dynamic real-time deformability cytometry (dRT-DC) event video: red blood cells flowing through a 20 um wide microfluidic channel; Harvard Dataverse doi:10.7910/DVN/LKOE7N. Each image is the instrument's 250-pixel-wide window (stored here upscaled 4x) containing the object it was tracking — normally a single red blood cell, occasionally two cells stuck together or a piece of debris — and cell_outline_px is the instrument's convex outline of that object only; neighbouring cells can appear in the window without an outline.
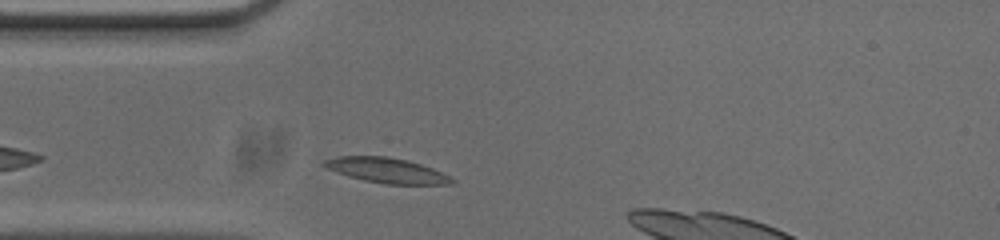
{"species": "common noctule bat (a hibernating species)", "species_latin": "Nyctalus noctula", "temperature_condition": "cold", "stored_images_in_passage": 30, "camera_frame_rate_fps": 3000, "um_per_image_px": 0.085, "animal": {"sex": "male", "body_mass_g": 20.0, "forearm_length_mm": 53.3}, "frame": {"image": 1, "passage_image": 3, "time_ms": 0.667, "image_size_px": [1000, 240], "cell_outline_px": [[456, 180], [452, 184], [384, 184], [364, 180], [348, 176], [336, 172], [320, 164], [320, 160], [336, 156], [384, 156], [408, 160], [432, 168]], "centroid_in_image_um": [32.8, 14.47], "position_along_channel_um": 52.2, "area_um2": 18.67}}
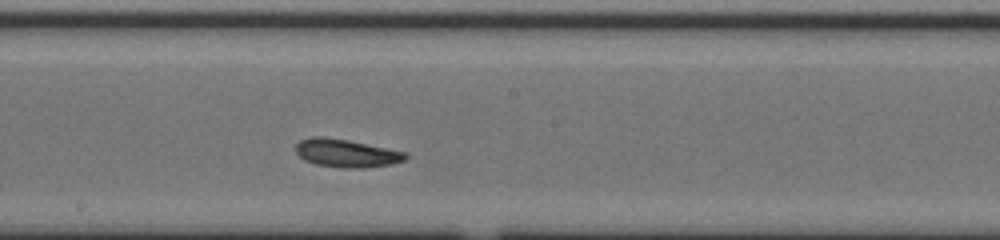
{"frame": {"image": 2, "passage_image": 17, "time_ms": 5.333, "image_size_px": [1000, 240], "cell_outline_px": [[408, 156], [404, 160], [392, 164], [364, 168], [340, 168], [316, 164], [304, 160], [296, 152], [296, 144], [300, 140], [312, 136], [324, 136], [348, 140], [408, 152]], "centroid_in_image_um": [29.45, 13.02], "position_along_channel_um": 218.8, "area_um2": 18.09}}
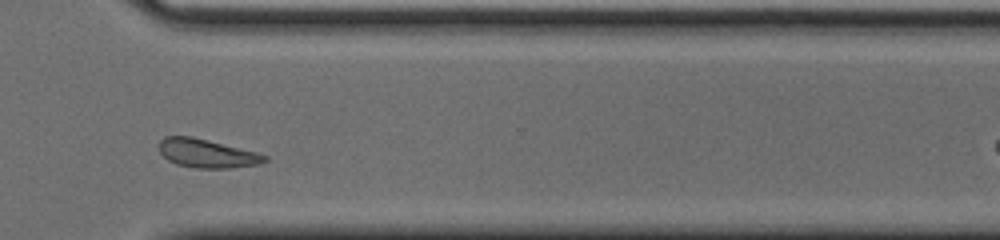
{"frame": {"image": 3, "passage_image": 28, "time_ms": 9.0, "image_size_px": [1000, 240], "cell_outline_px": [[268, 160], [260, 164], [232, 168], [196, 168], [176, 164], [168, 160], [160, 152], [160, 140], [164, 136], [192, 136], [256, 152], [268, 156]], "centroid_in_image_um": [17.6, 13.04], "position_along_channel_um": 353.0, "area_um2": 17.57}, "authors_computed_cell_mechanics": {"area_um2": 17.7446, "velocity_mm_per_s": 3.6522, "shape_relaxation_time_tau1_ms": 1.6826, "shape_relaxation_time_tau2_ms": 3.9034, "deformation_change_tau1": 0.0625, "deformation_change_tau2": 0.1156}}